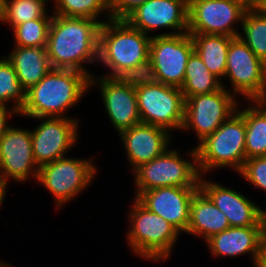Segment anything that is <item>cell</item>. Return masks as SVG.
<instances>
[{
    "label": "cell",
    "mask_w": 266,
    "mask_h": 267,
    "mask_svg": "<svg viewBox=\"0 0 266 267\" xmlns=\"http://www.w3.org/2000/svg\"><path fill=\"white\" fill-rule=\"evenodd\" d=\"M263 239V226L229 227L205 241L211 255L237 257L249 254L255 267Z\"/></svg>",
    "instance_id": "obj_20"
},
{
    "label": "cell",
    "mask_w": 266,
    "mask_h": 267,
    "mask_svg": "<svg viewBox=\"0 0 266 267\" xmlns=\"http://www.w3.org/2000/svg\"><path fill=\"white\" fill-rule=\"evenodd\" d=\"M120 83L132 88L159 84L158 74L151 59L138 63L132 68L124 69L115 77Z\"/></svg>",
    "instance_id": "obj_31"
},
{
    "label": "cell",
    "mask_w": 266,
    "mask_h": 267,
    "mask_svg": "<svg viewBox=\"0 0 266 267\" xmlns=\"http://www.w3.org/2000/svg\"><path fill=\"white\" fill-rule=\"evenodd\" d=\"M8 54L6 57L12 63L18 80L26 91L52 69L46 47L15 46Z\"/></svg>",
    "instance_id": "obj_22"
},
{
    "label": "cell",
    "mask_w": 266,
    "mask_h": 267,
    "mask_svg": "<svg viewBox=\"0 0 266 267\" xmlns=\"http://www.w3.org/2000/svg\"><path fill=\"white\" fill-rule=\"evenodd\" d=\"M119 136L134 172L142 164L161 156L169 148L172 134L165 128L140 123L121 131Z\"/></svg>",
    "instance_id": "obj_19"
},
{
    "label": "cell",
    "mask_w": 266,
    "mask_h": 267,
    "mask_svg": "<svg viewBox=\"0 0 266 267\" xmlns=\"http://www.w3.org/2000/svg\"><path fill=\"white\" fill-rule=\"evenodd\" d=\"M238 174L253 185V188L266 192V156L246 159Z\"/></svg>",
    "instance_id": "obj_32"
},
{
    "label": "cell",
    "mask_w": 266,
    "mask_h": 267,
    "mask_svg": "<svg viewBox=\"0 0 266 267\" xmlns=\"http://www.w3.org/2000/svg\"><path fill=\"white\" fill-rule=\"evenodd\" d=\"M38 171L33 157L31 129L10 126L0 139V175L7 183L9 179L24 183L31 178L37 180Z\"/></svg>",
    "instance_id": "obj_15"
},
{
    "label": "cell",
    "mask_w": 266,
    "mask_h": 267,
    "mask_svg": "<svg viewBox=\"0 0 266 267\" xmlns=\"http://www.w3.org/2000/svg\"><path fill=\"white\" fill-rule=\"evenodd\" d=\"M245 12L233 0H189L188 33L237 37Z\"/></svg>",
    "instance_id": "obj_13"
},
{
    "label": "cell",
    "mask_w": 266,
    "mask_h": 267,
    "mask_svg": "<svg viewBox=\"0 0 266 267\" xmlns=\"http://www.w3.org/2000/svg\"><path fill=\"white\" fill-rule=\"evenodd\" d=\"M0 267H3V262L1 261V259H0Z\"/></svg>",
    "instance_id": "obj_41"
},
{
    "label": "cell",
    "mask_w": 266,
    "mask_h": 267,
    "mask_svg": "<svg viewBox=\"0 0 266 267\" xmlns=\"http://www.w3.org/2000/svg\"><path fill=\"white\" fill-rule=\"evenodd\" d=\"M90 89V77L77 70L51 69L36 85L26 91V100L19 116L29 118L67 117Z\"/></svg>",
    "instance_id": "obj_2"
},
{
    "label": "cell",
    "mask_w": 266,
    "mask_h": 267,
    "mask_svg": "<svg viewBox=\"0 0 266 267\" xmlns=\"http://www.w3.org/2000/svg\"><path fill=\"white\" fill-rule=\"evenodd\" d=\"M263 238L266 239V210L262 209Z\"/></svg>",
    "instance_id": "obj_38"
},
{
    "label": "cell",
    "mask_w": 266,
    "mask_h": 267,
    "mask_svg": "<svg viewBox=\"0 0 266 267\" xmlns=\"http://www.w3.org/2000/svg\"><path fill=\"white\" fill-rule=\"evenodd\" d=\"M34 119L40 123L31 131L33 157L39 168L67 156L66 153L78 143L80 137L78 119L67 117Z\"/></svg>",
    "instance_id": "obj_11"
},
{
    "label": "cell",
    "mask_w": 266,
    "mask_h": 267,
    "mask_svg": "<svg viewBox=\"0 0 266 267\" xmlns=\"http://www.w3.org/2000/svg\"><path fill=\"white\" fill-rule=\"evenodd\" d=\"M189 0H148L133 10L125 20L144 34L172 29L158 35H176L188 32Z\"/></svg>",
    "instance_id": "obj_14"
},
{
    "label": "cell",
    "mask_w": 266,
    "mask_h": 267,
    "mask_svg": "<svg viewBox=\"0 0 266 267\" xmlns=\"http://www.w3.org/2000/svg\"><path fill=\"white\" fill-rule=\"evenodd\" d=\"M148 0H109L112 19H125L133 10Z\"/></svg>",
    "instance_id": "obj_33"
},
{
    "label": "cell",
    "mask_w": 266,
    "mask_h": 267,
    "mask_svg": "<svg viewBox=\"0 0 266 267\" xmlns=\"http://www.w3.org/2000/svg\"><path fill=\"white\" fill-rule=\"evenodd\" d=\"M225 87L224 81L221 82L213 75L202 59L194 51L189 57L185 69V77L182 87L180 88L184 99H188L198 94H209Z\"/></svg>",
    "instance_id": "obj_25"
},
{
    "label": "cell",
    "mask_w": 266,
    "mask_h": 267,
    "mask_svg": "<svg viewBox=\"0 0 266 267\" xmlns=\"http://www.w3.org/2000/svg\"><path fill=\"white\" fill-rule=\"evenodd\" d=\"M225 214L218 209L211 199L199 189L190 204L189 223L186 234L203 238L204 241L212 235L229 228Z\"/></svg>",
    "instance_id": "obj_21"
},
{
    "label": "cell",
    "mask_w": 266,
    "mask_h": 267,
    "mask_svg": "<svg viewBox=\"0 0 266 267\" xmlns=\"http://www.w3.org/2000/svg\"><path fill=\"white\" fill-rule=\"evenodd\" d=\"M49 0H6L3 24H8L10 28L41 17H53L48 14L46 5ZM47 10V11H46Z\"/></svg>",
    "instance_id": "obj_28"
},
{
    "label": "cell",
    "mask_w": 266,
    "mask_h": 267,
    "mask_svg": "<svg viewBox=\"0 0 266 267\" xmlns=\"http://www.w3.org/2000/svg\"><path fill=\"white\" fill-rule=\"evenodd\" d=\"M8 183L6 180L0 175V206L3 205L4 199L6 198V191L7 190ZM1 208V207H0Z\"/></svg>",
    "instance_id": "obj_37"
},
{
    "label": "cell",
    "mask_w": 266,
    "mask_h": 267,
    "mask_svg": "<svg viewBox=\"0 0 266 267\" xmlns=\"http://www.w3.org/2000/svg\"><path fill=\"white\" fill-rule=\"evenodd\" d=\"M54 15L65 17L88 18L105 22L99 19L104 15L107 20L112 19L109 11V0H53ZM101 20V21H100Z\"/></svg>",
    "instance_id": "obj_27"
},
{
    "label": "cell",
    "mask_w": 266,
    "mask_h": 267,
    "mask_svg": "<svg viewBox=\"0 0 266 267\" xmlns=\"http://www.w3.org/2000/svg\"><path fill=\"white\" fill-rule=\"evenodd\" d=\"M152 36L133 28L125 19H110L99 30L98 61L115 78L124 69L149 59Z\"/></svg>",
    "instance_id": "obj_3"
},
{
    "label": "cell",
    "mask_w": 266,
    "mask_h": 267,
    "mask_svg": "<svg viewBox=\"0 0 266 267\" xmlns=\"http://www.w3.org/2000/svg\"><path fill=\"white\" fill-rule=\"evenodd\" d=\"M199 188L229 221L230 227L263 226L262 209L254 201L232 188L200 176Z\"/></svg>",
    "instance_id": "obj_18"
},
{
    "label": "cell",
    "mask_w": 266,
    "mask_h": 267,
    "mask_svg": "<svg viewBox=\"0 0 266 267\" xmlns=\"http://www.w3.org/2000/svg\"><path fill=\"white\" fill-rule=\"evenodd\" d=\"M129 209L127 244L132 252L144 260L166 261L181 233L168 221L149 211L136 198Z\"/></svg>",
    "instance_id": "obj_4"
},
{
    "label": "cell",
    "mask_w": 266,
    "mask_h": 267,
    "mask_svg": "<svg viewBox=\"0 0 266 267\" xmlns=\"http://www.w3.org/2000/svg\"><path fill=\"white\" fill-rule=\"evenodd\" d=\"M193 149V150H192ZM177 150L170 147L159 157L142 164L134 172L135 196L143 191L158 187H199L200 173L197 165L195 147L188 155L191 160L183 159Z\"/></svg>",
    "instance_id": "obj_6"
},
{
    "label": "cell",
    "mask_w": 266,
    "mask_h": 267,
    "mask_svg": "<svg viewBox=\"0 0 266 267\" xmlns=\"http://www.w3.org/2000/svg\"><path fill=\"white\" fill-rule=\"evenodd\" d=\"M225 77L230 80L235 97L239 94L247 101L266 99V64L239 36L231 40Z\"/></svg>",
    "instance_id": "obj_8"
},
{
    "label": "cell",
    "mask_w": 266,
    "mask_h": 267,
    "mask_svg": "<svg viewBox=\"0 0 266 267\" xmlns=\"http://www.w3.org/2000/svg\"><path fill=\"white\" fill-rule=\"evenodd\" d=\"M149 58L160 83L181 88L189 57L194 52L191 35H151Z\"/></svg>",
    "instance_id": "obj_12"
},
{
    "label": "cell",
    "mask_w": 266,
    "mask_h": 267,
    "mask_svg": "<svg viewBox=\"0 0 266 267\" xmlns=\"http://www.w3.org/2000/svg\"><path fill=\"white\" fill-rule=\"evenodd\" d=\"M189 34L193 40L194 51L209 71L222 82L226 73L228 50L234 37L216 34Z\"/></svg>",
    "instance_id": "obj_23"
},
{
    "label": "cell",
    "mask_w": 266,
    "mask_h": 267,
    "mask_svg": "<svg viewBox=\"0 0 266 267\" xmlns=\"http://www.w3.org/2000/svg\"><path fill=\"white\" fill-rule=\"evenodd\" d=\"M238 3L245 11L261 10L265 0H233Z\"/></svg>",
    "instance_id": "obj_35"
},
{
    "label": "cell",
    "mask_w": 266,
    "mask_h": 267,
    "mask_svg": "<svg viewBox=\"0 0 266 267\" xmlns=\"http://www.w3.org/2000/svg\"><path fill=\"white\" fill-rule=\"evenodd\" d=\"M19 113L13 108L9 106L0 105V139L7 131V129L11 126L8 124V119L11 118L13 115L16 117Z\"/></svg>",
    "instance_id": "obj_34"
},
{
    "label": "cell",
    "mask_w": 266,
    "mask_h": 267,
    "mask_svg": "<svg viewBox=\"0 0 266 267\" xmlns=\"http://www.w3.org/2000/svg\"><path fill=\"white\" fill-rule=\"evenodd\" d=\"M241 26L238 36L266 64V14L262 10L246 11Z\"/></svg>",
    "instance_id": "obj_26"
},
{
    "label": "cell",
    "mask_w": 266,
    "mask_h": 267,
    "mask_svg": "<svg viewBox=\"0 0 266 267\" xmlns=\"http://www.w3.org/2000/svg\"><path fill=\"white\" fill-rule=\"evenodd\" d=\"M93 76L90 78V89L100 86V92L104 109L114 130L119 134L121 131L138 125L141 122L137 94L135 88L120 83L116 78L105 76ZM98 83V85H97Z\"/></svg>",
    "instance_id": "obj_16"
},
{
    "label": "cell",
    "mask_w": 266,
    "mask_h": 267,
    "mask_svg": "<svg viewBox=\"0 0 266 267\" xmlns=\"http://www.w3.org/2000/svg\"><path fill=\"white\" fill-rule=\"evenodd\" d=\"M3 57H0V105L8 106L13 102L12 107L19 113L25 104L26 90L19 82L12 63Z\"/></svg>",
    "instance_id": "obj_29"
},
{
    "label": "cell",
    "mask_w": 266,
    "mask_h": 267,
    "mask_svg": "<svg viewBox=\"0 0 266 267\" xmlns=\"http://www.w3.org/2000/svg\"><path fill=\"white\" fill-rule=\"evenodd\" d=\"M5 4H6V0H0V21L2 20L4 12H5Z\"/></svg>",
    "instance_id": "obj_39"
},
{
    "label": "cell",
    "mask_w": 266,
    "mask_h": 267,
    "mask_svg": "<svg viewBox=\"0 0 266 267\" xmlns=\"http://www.w3.org/2000/svg\"><path fill=\"white\" fill-rule=\"evenodd\" d=\"M245 135L244 117L236 111L214 133L197 142L195 149L200 175L222 167H232L231 170L239 173L246 161Z\"/></svg>",
    "instance_id": "obj_5"
},
{
    "label": "cell",
    "mask_w": 266,
    "mask_h": 267,
    "mask_svg": "<svg viewBox=\"0 0 266 267\" xmlns=\"http://www.w3.org/2000/svg\"><path fill=\"white\" fill-rule=\"evenodd\" d=\"M248 107L237 111L244 117L246 125V159L266 156V102L248 101Z\"/></svg>",
    "instance_id": "obj_24"
},
{
    "label": "cell",
    "mask_w": 266,
    "mask_h": 267,
    "mask_svg": "<svg viewBox=\"0 0 266 267\" xmlns=\"http://www.w3.org/2000/svg\"><path fill=\"white\" fill-rule=\"evenodd\" d=\"M3 267H15V266H12V265H10L9 263H5V261L3 262Z\"/></svg>",
    "instance_id": "obj_40"
},
{
    "label": "cell",
    "mask_w": 266,
    "mask_h": 267,
    "mask_svg": "<svg viewBox=\"0 0 266 267\" xmlns=\"http://www.w3.org/2000/svg\"><path fill=\"white\" fill-rule=\"evenodd\" d=\"M143 124L179 131L184 122L185 99L179 87L159 83L135 88Z\"/></svg>",
    "instance_id": "obj_10"
},
{
    "label": "cell",
    "mask_w": 266,
    "mask_h": 267,
    "mask_svg": "<svg viewBox=\"0 0 266 267\" xmlns=\"http://www.w3.org/2000/svg\"><path fill=\"white\" fill-rule=\"evenodd\" d=\"M199 189V187H158L143 191L136 199L149 211L168 221L180 233H186L190 204Z\"/></svg>",
    "instance_id": "obj_17"
},
{
    "label": "cell",
    "mask_w": 266,
    "mask_h": 267,
    "mask_svg": "<svg viewBox=\"0 0 266 267\" xmlns=\"http://www.w3.org/2000/svg\"><path fill=\"white\" fill-rule=\"evenodd\" d=\"M238 98L227 87L209 94H198L185 100L184 122L180 131L192 130L200 143L214 133L237 111Z\"/></svg>",
    "instance_id": "obj_9"
},
{
    "label": "cell",
    "mask_w": 266,
    "mask_h": 267,
    "mask_svg": "<svg viewBox=\"0 0 266 267\" xmlns=\"http://www.w3.org/2000/svg\"><path fill=\"white\" fill-rule=\"evenodd\" d=\"M100 27L101 22L93 19L53 14L46 45L52 69L77 70L91 78L84 64L99 63Z\"/></svg>",
    "instance_id": "obj_1"
},
{
    "label": "cell",
    "mask_w": 266,
    "mask_h": 267,
    "mask_svg": "<svg viewBox=\"0 0 266 267\" xmlns=\"http://www.w3.org/2000/svg\"><path fill=\"white\" fill-rule=\"evenodd\" d=\"M255 267H266V239H262L259 258Z\"/></svg>",
    "instance_id": "obj_36"
},
{
    "label": "cell",
    "mask_w": 266,
    "mask_h": 267,
    "mask_svg": "<svg viewBox=\"0 0 266 267\" xmlns=\"http://www.w3.org/2000/svg\"><path fill=\"white\" fill-rule=\"evenodd\" d=\"M53 17H41L15 26L14 45L19 47H46Z\"/></svg>",
    "instance_id": "obj_30"
},
{
    "label": "cell",
    "mask_w": 266,
    "mask_h": 267,
    "mask_svg": "<svg viewBox=\"0 0 266 267\" xmlns=\"http://www.w3.org/2000/svg\"><path fill=\"white\" fill-rule=\"evenodd\" d=\"M95 164L89 158L65 156L41 166L36 181L51 193L59 209L92 184L97 174Z\"/></svg>",
    "instance_id": "obj_7"
}]
</instances>
